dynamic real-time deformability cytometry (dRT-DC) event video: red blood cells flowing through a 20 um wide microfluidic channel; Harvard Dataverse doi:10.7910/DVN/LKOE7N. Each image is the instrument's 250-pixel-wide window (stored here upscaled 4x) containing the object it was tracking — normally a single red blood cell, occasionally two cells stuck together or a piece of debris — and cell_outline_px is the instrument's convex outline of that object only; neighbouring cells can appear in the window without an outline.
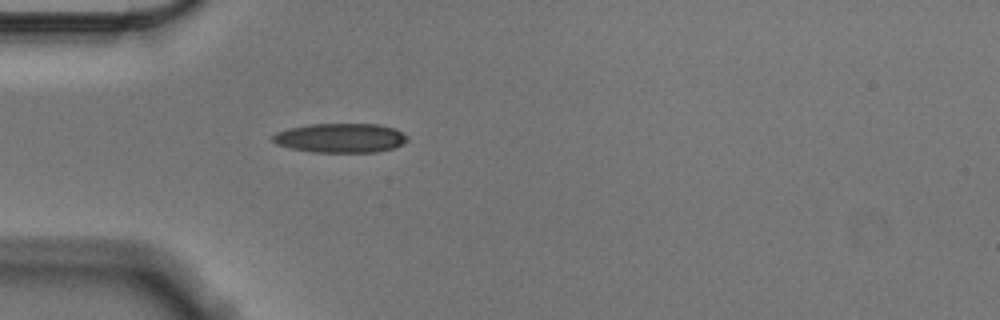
{"species": "Egyptian fruit bat (a non-hibernating species)", "species_latin": "Rousettus aegyptiacus", "temperature_condition": "cold", "stored_images_in_passage": 41, "camera_frame_rate_fps": 3000, "um_per_image_px": 0.085, "animal": {"sex": "male"}, "frame": {"image": 1, "passage_image": 1, "time_ms": 0.0, "image_size_px": [1000, 320], "cell_outline_px": [[408, 140], [392, 148], [376, 152], [312, 152], [288, 148], [276, 144], [272, 140], [272, 136], [276, 132], [288, 128], [312, 124], [376, 124], [396, 128], [408, 136]], "centroid_in_image_um": [28.92, 11.72], "position_along_channel_um": 56.1, "area_um2": 23.06}}
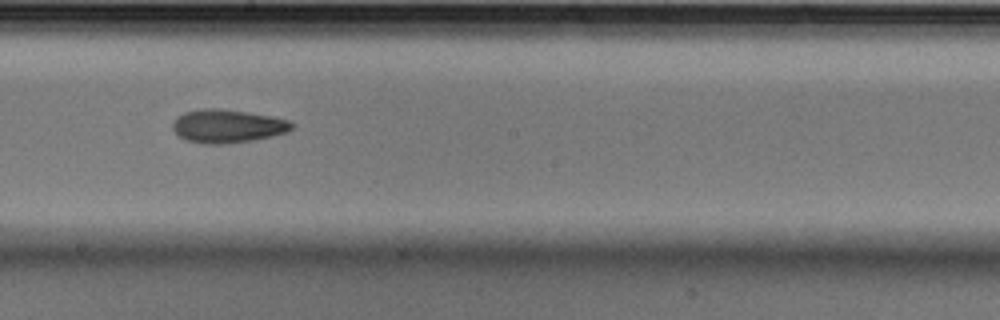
{"frame": {"image": 2, "passage_image": 16, "time_ms": 5.0, "image_size_px": [1000, 320], "cell_outline_px": [[296, 124], [288, 132], [272, 136], [252, 140], [228, 144], [204, 144], [184, 140], [172, 128], [172, 124], [176, 116], [184, 112], [200, 108], [216, 108], [248, 112], [288, 120]], "centroid_in_image_um": [19.31, 10.72], "position_along_channel_um": 228.9, "area_um2": 23.29}}
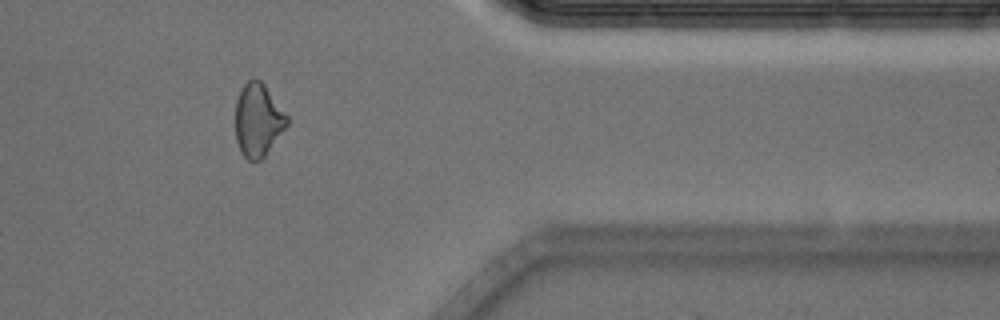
{"frame": {"image": 3, "passage_image": 31, "time_ms": 10.0, "image_size_px": [1000, 320], "cell_outline_px": [[288, 124], [264, 156], [260, 160], [248, 160], [240, 152], [236, 140], [236, 100], [244, 84], [252, 76], [260, 80], [264, 84], [288, 116]], "centroid_in_image_um": [21.92, 10.19], "position_along_channel_um": 389.5, "area_um2": 21.79}, "authors_computed_cell_mechanics": {"area_um2": 22.3108, "velocity_mm_per_s": 3.5531, "shape_relaxation_time_tau1_ms": null, "shape_relaxation_time_tau2_ms": 6.0037, "deformation_change_tau1": null, "deformation_change_tau2": 0.1523}}